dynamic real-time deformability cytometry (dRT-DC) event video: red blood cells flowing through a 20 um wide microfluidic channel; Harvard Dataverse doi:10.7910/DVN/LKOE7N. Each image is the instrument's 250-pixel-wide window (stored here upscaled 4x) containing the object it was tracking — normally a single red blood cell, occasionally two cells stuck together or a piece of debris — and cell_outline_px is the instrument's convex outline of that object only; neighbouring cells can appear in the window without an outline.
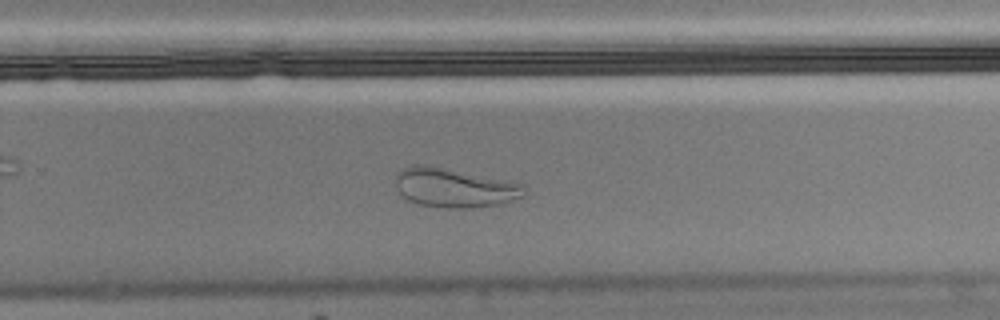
{"species": "Egyptian fruit bat (a non-hibernating species)", "species_latin": "Rousettus aegyptiacus", "temperature_condition": "cold", "stored_images_in_passage": 48, "camera_frame_rate_fps": 3000, "um_per_image_px": 0.085, "animal": {"sex": "male"}, "frame": {"image": 1, "passage_image": 28, "time_ms": 9.0, "image_size_px": [1000, 320], "cell_outline_px": [[524, 196], [504, 204], [472, 208], [448, 208], [420, 204], [408, 200], [396, 188], [396, 172], [400, 168], [412, 164], [424, 164], [504, 180], [520, 184], [524, 188]], "centroid_in_image_um": [38.58, 15.96], "position_along_channel_um": 291.2, "area_um2": 29.25}, "authors_computed_cell_mechanics": {"area_um2": 25.5476, "velocity_mm_per_s": 3.4768, "shape_relaxation_time_tau1_ms": null, "shape_relaxation_time_tau2_ms": 1.4732, "deformation_change_tau1": null, "deformation_change_tau2": 0.0685}}